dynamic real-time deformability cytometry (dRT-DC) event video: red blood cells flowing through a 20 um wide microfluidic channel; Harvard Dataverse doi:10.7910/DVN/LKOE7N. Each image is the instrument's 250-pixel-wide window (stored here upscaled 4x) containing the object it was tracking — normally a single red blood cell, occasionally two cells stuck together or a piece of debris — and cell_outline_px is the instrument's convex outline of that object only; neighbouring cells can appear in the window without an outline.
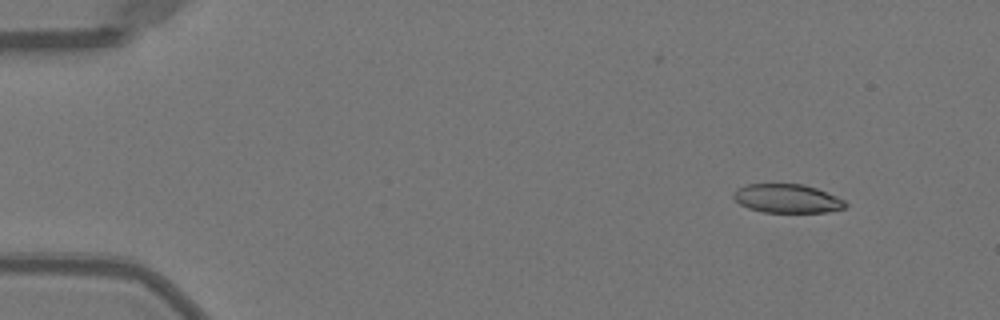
{"species": "Egyptian fruit bat (a non-hibernating species)", "species_latin": "Rousettus aegyptiacus", "temperature_condition": "warm", "stored_images_in_passage": 47, "camera_frame_rate_fps": 3000, "um_per_image_px": 0.085, "animal": {"sex": "female"}, "frame": {"image": 1, "passage_image": 1, "time_ms": 0.0, "image_size_px": [1000, 320], "cell_outline_px": [[848, 204], [844, 208], [828, 212], [764, 212], [748, 208], [740, 204], [732, 196], [736, 188], [748, 184], [804, 184], [816, 188], [836, 196], [844, 200]], "centroid_in_image_um": [66.9, 16.87], "position_along_channel_um": 18.1, "area_um2": 18.73}}
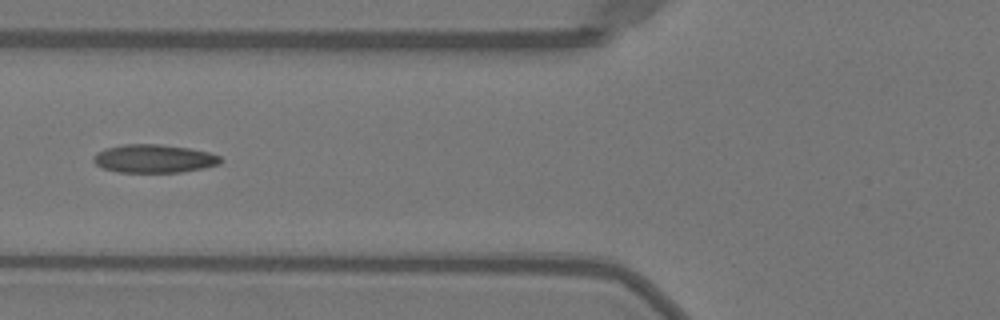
{"frame": {"image": 2, "passage_image": 16, "time_ms": 5.0, "image_size_px": [1000, 320], "cell_outline_px": [[224, 160], [220, 164], [204, 168], [180, 172], [120, 172], [104, 168], [96, 164], [92, 160], [92, 156], [96, 152], [104, 148], [124, 144], [160, 144], [188, 148], [208, 152], [220, 156]], "centroid_in_image_um": [13.08, 13.48], "position_along_channel_um": 112.7, "area_um2": 21.04}}
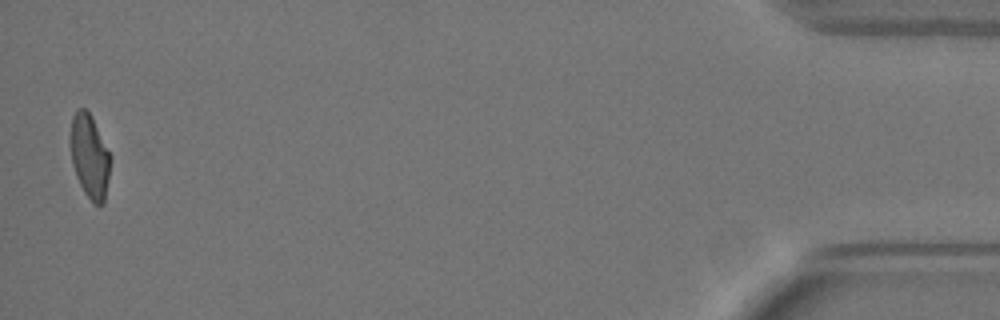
{"frame": {"image": 3, "passage_image": 46, "time_ms": 15.0, "image_size_px": [1000, 320], "cell_outline_px": [[112, 160], [104, 204], [96, 204], [84, 192], [76, 176], [72, 164], [72, 116], [80, 108], [84, 108], [92, 116], [112, 156]], "centroid_in_image_um": [7.67, 13.3], "position_along_channel_um": 427.5, "area_um2": 19.31}, "authors_computed_cell_mechanics": {"area_um2": 20.2878, "velocity_mm_per_s": 4.006, "shape_relaxation_time_tau1_ms": 7.5248, "shape_relaxation_time_tau2_ms": 1.5719, "deformation_change_tau1": 0.2192, "deformation_change_tau2": 0.0814}}